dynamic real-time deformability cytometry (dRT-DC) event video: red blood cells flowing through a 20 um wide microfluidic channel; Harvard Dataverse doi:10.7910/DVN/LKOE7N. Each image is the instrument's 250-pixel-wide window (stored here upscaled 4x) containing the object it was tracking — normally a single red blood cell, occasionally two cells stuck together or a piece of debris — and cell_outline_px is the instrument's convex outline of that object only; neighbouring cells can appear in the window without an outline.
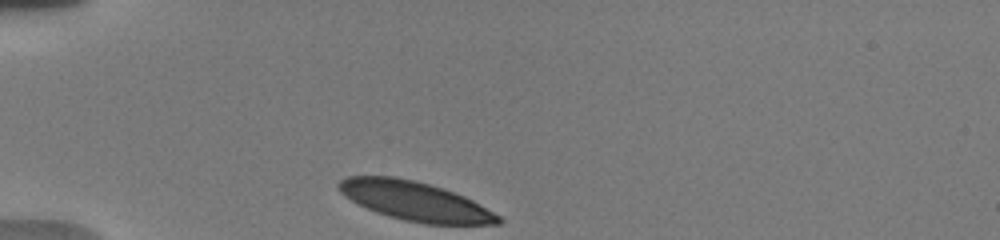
{"species": "human", "species_latin": "Homo sapiens", "temperature_condition": "warm", "stored_images_in_passage": 4, "camera_frame_rate_fps": 3000, "um_per_image_px": 0.085, "donor": {"sex": "male"}, "frame": {"image": 1, "passage_image": 1, "time_ms": 0.0, "image_size_px": [1000, 240], "cell_outline_px": [[504, 220], [500, 224], [424, 224], [404, 220], [388, 216], [376, 212], [344, 196], [340, 192], [336, 184], [340, 180], [348, 176], [396, 176], [416, 180], [444, 188], [464, 196], [480, 204], [500, 216]], "centroid_in_image_um": [35.29, 17.08], "position_along_channel_um": 49.7, "area_um2": 36.41}}